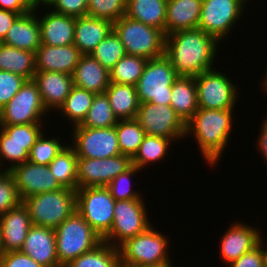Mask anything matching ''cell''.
Segmentation results:
<instances>
[{
	"label": "cell",
	"instance_id": "680465c9",
	"mask_svg": "<svg viewBox=\"0 0 267 267\" xmlns=\"http://www.w3.org/2000/svg\"><path fill=\"white\" fill-rule=\"evenodd\" d=\"M121 267H139V266H121ZM167 267H172V265H169Z\"/></svg>",
	"mask_w": 267,
	"mask_h": 267
},
{
	"label": "cell",
	"instance_id": "83f0119b",
	"mask_svg": "<svg viewBox=\"0 0 267 267\" xmlns=\"http://www.w3.org/2000/svg\"><path fill=\"white\" fill-rule=\"evenodd\" d=\"M104 93L118 120L135 119L140 106L135 85L110 82Z\"/></svg>",
	"mask_w": 267,
	"mask_h": 267
},
{
	"label": "cell",
	"instance_id": "816d5d0a",
	"mask_svg": "<svg viewBox=\"0 0 267 267\" xmlns=\"http://www.w3.org/2000/svg\"><path fill=\"white\" fill-rule=\"evenodd\" d=\"M260 135L258 137L257 149L261 152V155L264 157L263 159L267 162V118L262 122L260 126Z\"/></svg>",
	"mask_w": 267,
	"mask_h": 267
},
{
	"label": "cell",
	"instance_id": "681fc988",
	"mask_svg": "<svg viewBox=\"0 0 267 267\" xmlns=\"http://www.w3.org/2000/svg\"><path fill=\"white\" fill-rule=\"evenodd\" d=\"M0 9L25 15L33 8L27 3L26 0H0Z\"/></svg>",
	"mask_w": 267,
	"mask_h": 267
},
{
	"label": "cell",
	"instance_id": "8992f818",
	"mask_svg": "<svg viewBox=\"0 0 267 267\" xmlns=\"http://www.w3.org/2000/svg\"><path fill=\"white\" fill-rule=\"evenodd\" d=\"M22 202L29 210L33 225L56 229L76 211V191L63 187L31 195Z\"/></svg>",
	"mask_w": 267,
	"mask_h": 267
},
{
	"label": "cell",
	"instance_id": "4dcf8cb0",
	"mask_svg": "<svg viewBox=\"0 0 267 267\" xmlns=\"http://www.w3.org/2000/svg\"><path fill=\"white\" fill-rule=\"evenodd\" d=\"M77 155L71 145H67L49 163L48 168L62 187L77 190Z\"/></svg>",
	"mask_w": 267,
	"mask_h": 267
},
{
	"label": "cell",
	"instance_id": "9f6ffc18",
	"mask_svg": "<svg viewBox=\"0 0 267 267\" xmlns=\"http://www.w3.org/2000/svg\"><path fill=\"white\" fill-rule=\"evenodd\" d=\"M5 251L3 249L2 245V236H1V230H0V258L4 255Z\"/></svg>",
	"mask_w": 267,
	"mask_h": 267
},
{
	"label": "cell",
	"instance_id": "9a60e30c",
	"mask_svg": "<svg viewBox=\"0 0 267 267\" xmlns=\"http://www.w3.org/2000/svg\"><path fill=\"white\" fill-rule=\"evenodd\" d=\"M131 166L132 159L122 154L105 159L78 157V188L106 187L115 177Z\"/></svg>",
	"mask_w": 267,
	"mask_h": 267
},
{
	"label": "cell",
	"instance_id": "7c38bea8",
	"mask_svg": "<svg viewBox=\"0 0 267 267\" xmlns=\"http://www.w3.org/2000/svg\"><path fill=\"white\" fill-rule=\"evenodd\" d=\"M47 114L37 84L33 80H27L17 94L0 109L1 125L41 123Z\"/></svg>",
	"mask_w": 267,
	"mask_h": 267
},
{
	"label": "cell",
	"instance_id": "277c9868",
	"mask_svg": "<svg viewBox=\"0 0 267 267\" xmlns=\"http://www.w3.org/2000/svg\"><path fill=\"white\" fill-rule=\"evenodd\" d=\"M54 231L58 262L62 267L103 242V238L77 211L65 219Z\"/></svg>",
	"mask_w": 267,
	"mask_h": 267
},
{
	"label": "cell",
	"instance_id": "ba28073f",
	"mask_svg": "<svg viewBox=\"0 0 267 267\" xmlns=\"http://www.w3.org/2000/svg\"><path fill=\"white\" fill-rule=\"evenodd\" d=\"M115 199L107 187H86L76 190V211L104 238L111 230Z\"/></svg>",
	"mask_w": 267,
	"mask_h": 267
},
{
	"label": "cell",
	"instance_id": "bcb514c9",
	"mask_svg": "<svg viewBox=\"0 0 267 267\" xmlns=\"http://www.w3.org/2000/svg\"><path fill=\"white\" fill-rule=\"evenodd\" d=\"M240 258L231 262L229 267H267V252L263 240Z\"/></svg>",
	"mask_w": 267,
	"mask_h": 267
},
{
	"label": "cell",
	"instance_id": "d590c367",
	"mask_svg": "<svg viewBox=\"0 0 267 267\" xmlns=\"http://www.w3.org/2000/svg\"><path fill=\"white\" fill-rule=\"evenodd\" d=\"M148 59L126 54L110 70V81L118 84L136 85Z\"/></svg>",
	"mask_w": 267,
	"mask_h": 267
},
{
	"label": "cell",
	"instance_id": "cb8c5ba5",
	"mask_svg": "<svg viewBox=\"0 0 267 267\" xmlns=\"http://www.w3.org/2000/svg\"><path fill=\"white\" fill-rule=\"evenodd\" d=\"M74 86L102 94L110 84V71L90 54L81 55L72 74Z\"/></svg>",
	"mask_w": 267,
	"mask_h": 267
},
{
	"label": "cell",
	"instance_id": "4fadbf2b",
	"mask_svg": "<svg viewBox=\"0 0 267 267\" xmlns=\"http://www.w3.org/2000/svg\"><path fill=\"white\" fill-rule=\"evenodd\" d=\"M135 120L146 135L179 140L186 137V124L170 105L140 103Z\"/></svg>",
	"mask_w": 267,
	"mask_h": 267
},
{
	"label": "cell",
	"instance_id": "8d00e7d4",
	"mask_svg": "<svg viewBox=\"0 0 267 267\" xmlns=\"http://www.w3.org/2000/svg\"><path fill=\"white\" fill-rule=\"evenodd\" d=\"M105 93L95 94L86 118L80 124L85 128H109L118 123Z\"/></svg>",
	"mask_w": 267,
	"mask_h": 267
},
{
	"label": "cell",
	"instance_id": "44dd1931",
	"mask_svg": "<svg viewBox=\"0 0 267 267\" xmlns=\"http://www.w3.org/2000/svg\"><path fill=\"white\" fill-rule=\"evenodd\" d=\"M33 81L38 86L43 105L48 112L59 110L74 86L72 75L61 72H36Z\"/></svg>",
	"mask_w": 267,
	"mask_h": 267
},
{
	"label": "cell",
	"instance_id": "e575fe53",
	"mask_svg": "<svg viewBox=\"0 0 267 267\" xmlns=\"http://www.w3.org/2000/svg\"><path fill=\"white\" fill-rule=\"evenodd\" d=\"M115 129L120 153L132 159L146 135L144 129L135 119L119 120Z\"/></svg>",
	"mask_w": 267,
	"mask_h": 267
},
{
	"label": "cell",
	"instance_id": "3957f363",
	"mask_svg": "<svg viewBox=\"0 0 267 267\" xmlns=\"http://www.w3.org/2000/svg\"><path fill=\"white\" fill-rule=\"evenodd\" d=\"M166 235L151 225L147 230L127 239L118 249L121 266L167 267L172 265ZM169 254V255H168Z\"/></svg>",
	"mask_w": 267,
	"mask_h": 267
},
{
	"label": "cell",
	"instance_id": "5bb4252c",
	"mask_svg": "<svg viewBox=\"0 0 267 267\" xmlns=\"http://www.w3.org/2000/svg\"><path fill=\"white\" fill-rule=\"evenodd\" d=\"M72 144L77 157L105 159L120 155L115 126L109 128L73 127Z\"/></svg>",
	"mask_w": 267,
	"mask_h": 267
},
{
	"label": "cell",
	"instance_id": "7402d4cb",
	"mask_svg": "<svg viewBox=\"0 0 267 267\" xmlns=\"http://www.w3.org/2000/svg\"><path fill=\"white\" fill-rule=\"evenodd\" d=\"M3 44L21 50L36 52L41 45L37 9L20 15L7 31Z\"/></svg>",
	"mask_w": 267,
	"mask_h": 267
},
{
	"label": "cell",
	"instance_id": "6da1fadb",
	"mask_svg": "<svg viewBox=\"0 0 267 267\" xmlns=\"http://www.w3.org/2000/svg\"><path fill=\"white\" fill-rule=\"evenodd\" d=\"M220 42L199 28L166 35L165 56L178 77H197L213 69Z\"/></svg>",
	"mask_w": 267,
	"mask_h": 267
},
{
	"label": "cell",
	"instance_id": "52a82bcc",
	"mask_svg": "<svg viewBox=\"0 0 267 267\" xmlns=\"http://www.w3.org/2000/svg\"><path fill=\"white\" fill-rule=\"evenodd\" d=\"M177 78L174 67L165 55L149 59L135 85L139 102L170 105L172 85Z\"/></svg>",
	"mask_w": 267,
	"mask_h": 267
},
{
	"label": "cell",
	"instance_id": "74e56055",
	"mask_svg": "<svg viewBox=\"0 0 267 267\" xmlns=\"http://www.w3.org/2000/svg\"><path fill=\"white\" fill-rule=\"evenodd\" d=\"M90 55L110 71L126 52L119 36L112 29Z\"/></svg>",
	"mask_w": 267,
	"mask_h": 267
},
{
	"label": "cell",
	"instance_id": "5b68a950",
	"mask_svg": "<svg viewBox=\"0 0 267 267\" xmlns=\"http://www.w3.org/2000/svg\"><path fill=\"white\" fill-rule=\"evenodd\" d=\"M113 30L126 54L153 59L165 54V33L124 15L113 23Z\"/></svg>",
	"mask_w": 267,
	"mask_h": 267
},
{
	"label": "cell",
	"instance_id": "836d02e7",
	"mask_svg": "<svg viewBox=\"0 0 267 267\" xmlns=\"http://www.w3.org/2000/svg\"><path fill=\"white\" fill-rule=\"evenodd\" d=\"M95 94L86 89L73 86L64 104L59 108L62 117H66L72 126L79 125L86 118Z\"/></svg>",
	"mask_w": 267,
	"mask_h": 267
},
{
	"label": "cell",
	"instance_id": "4316f807",
	"mask_svg": "<svg viewBox=\"0 0 267 267\" xmlns=\"http://www.w3.org/2000/svg\"><path fill=\"white\" fill-rule=\"evenodd\" d=\"M170 106L186 124L199 109L195 77H178L172 85Z\"/></svg>",
	"mask_w": 267,
	"mask_h": 267
},
{
	"label": "cell",
	"instance_id": "f546056e",
	"mask_svg": "<svg viewBox=\"0 0 267 267\" xmlns=\"http://www.w3.org/2000/svg\"><path fill=\"white\" fill-rule=\"evenodd\" d=\"M0 70L21 75L27 80H33L36 73L35 52L0 43Z\"/></svg>",
	"mask_w": 267,
	"mask_h": 267
},
{
	"label": "cell",
	"instance_id": "f5cc1de1",
	"mask_svg": "<svg viewBox=\"0 0 267 267\" xmlns=\"http://www.w3.org/2000/svg\"><path fill=\"white\" fill-rule=\"evenodd\" d=\"M27 3L33 8V9H38L40 8V0H26Z\"/></svg>",
	"mask_w": 267,
	"mask_h": 267
},
{
	"label": "cell",
	"instance_id": "7a4b0ae2",
	"mask_svg": "<svg viewBox=\"0 0 267 267\" xmlns=\"http://www.w3.org/2000/svg\"><path fill=\"white\" fill-rule=\"evenodd\" d=\"M235 109H198L186 123V136L192 135L197 140L203 160L209 166H215L229 144L233 130V112Z\"/></svg>",
	"mask_w": 267,
	"mask_h": 267
},
{
	"label": "cell",
	"instance_id": "f6af8a7d",
	"mask_svg": "<svg viewBox=\"0 0 267 267\" xmlns=\"http://www.w3.org/2000/svg\"><path fill=\"white\" fill-rule=\"evenodd\" d=\"M27 81L21 75L0 70V109H2Z\"/></svg>",
	"mask_w": 267,
	"mask_h": 267
},
{
	"label": "cell",
	"instance_id": "ac0fdd59",
	"mask_svg": "<svg viewBox=\"0 0 267 267\" xmlns=\"http://www.w3.org/2000/svg\"><path fill=\"white\" fill-rule=\"evenodd\" d=\"M74 45L48 46L41 44L35 52L36 72H61L72 75L81 57Z\"/></svg>",
	"mask_w": 267,
	"mask_h": 267
},
{
	"label": "cell",
	"instance_id": "11a10c76",
	"mask_svg": "<svg viewBox=\"0 0 267 267\" xmlns=\"http://www.w3.org/2000/svg\"><path fill=\"white\" fill-rule=\"evenodd\" d=\"M266 72V74H265V76H264V78L262 79V81H263V83H262V87H263V91H266V93H267V71H265Z\"/></svg>",
	"mask_w": 267,
	"mask_h": 267
},
{
	"label": "cell",
	"instance_id": "f907efd6",
	"mask_svg": "<svg viewBox=\"0 0 267 267\" xmlns=\"http://www.w3.org/2000/svg\"><path fill=\"white\" fill-rule=\"evenodd\" d=\"M20 16V14L0 9V42L5 39L7 31L10 29L14 21Z\"/></svg>",
	"mask_w": 267,
	"mask_h": 267
},
{
	"label": "cell",
	"instance_id": "db71d44e",
	"mask_svg": "<svg viewBox=\"0 0 267 267\" xmlns=\"http://www.w3.org/2000/svg\"><path fill=\"white\" fill-rule=\"evenodd\" d=\"M56 0H40V5L41 6H46V7H51L53 4H54V2H55Z\"/></svg>",
	"mask_w": 267,
	"mask_h": 267
},
{
	"label": "cell",
	"instance_id": "c3c4849f",
	"mask_svg": "<svg viewBox=\"0 0 267 267\" xmlns=\"http://www.w3.org/2000/svg\"><path fill=\"white\" fill-rule=\"evenodd\" d=\"M0 267H43L20 250L8 251L0 258Z\"/></svg>",
	"mask_w": 267,
	"mask_h": 267
},
{
	"label": "cell",
	"instance_id": "8fae6325",
	"mask_svg": "<svg viewBox=\"0 0 267 267\" xmlns=\"http://www.w3.org/2000/svg\"><path fill=\"white\" fill-rule=\"evenodd\" d=\"M244 8L243 0H202L198 28L222 43L244 14Z\"/></svg>",
	"mask_w": 267,
	"mask_h": 267
},
{
	"label": "cell",
	"instance_id": "ee69618b",
	"mask_svg": "<svg viewBox=\"0 0 267 267\" xmlns=\"http://www.w3.org/2000/svg\"><path fill=\"white\" fill-rule=\"evenodd\" d=\"M22 202L13 176L9 171L0 175V216Z\"/></svg>",
	"mask_w": 267,
	"mask_h": 267
},
{
	"label": "cell",
	"instance_id": "b9f144b4",
	"mask_svg": "<svg viewBox=\"0 0 267 267\" xmlns=\"http://www.w3.org/2000/svg\"><path fill=\"white\" fill-rule=\"evenodd\" d=\"M138 171L141 172L140 169L132 165L128 170L120 173L106 186L115 201L143 198L142 195L139 194V191L135 192L131 188V178H133L132 176L138 173Z\"/></svg>",
	"mask_w": 267,
	"mask_h": 267
},
{
	"label": "cell",
	"instance_id": "603a6c76",
	"mask_svg": "<svg viewBox=\"0 0 267 267\" xmlns=\"http://www.w3.org/2000/svg\"><path fill=\"white\" fill-rule=\"evenodd\" d=\"M41 44L66 46L74 43L76 17L53 12L38 16Z\"/></svg>",
	"mask_w": 267,
	"mask_h": 267
},
{
	"label": "cell",
	"instance_id": "d4e9b609",
	"mask_svg": "<svg viewBox=\"0 0 267 267\" xmlns=\"http://www.w3.org/2000/svg\"><path fill=\"white\" fill-rule=\"evenodd\" d=\"M112 29L113 23L109 20L89 15L77 17L73 44L82 55L91 54Z\"/></svg>",
	"mask_w": 267,
	"mask_h": 267
},
{
	"label": "cell",
	"instance_id": "f35d334b",
	"mask_svg": "<svg viewBox=\"0 0 267 267\" xmlns=\"http://www.w3.org/2000/svg\"><path fill=\"white\" fill-rule=\"evenodd\" d=\"M34 144L7 142V133L0 127V165L3 167L4 163L2 162L7 160V164L10 163V165L6 167L5 171H9L13 167L27 162L29 152Z\"/></svg>",
	"mask_w": 267,
	"mask_h": 267
},
{
	"label": "cell",
	"instance_id": "484cf974",
	"mask_svg": "<svg viewBox=\"0 0 267 267\" xmlns=\"http://www.w3.org/2000/svg\"><path fill=\"white\" fill-rule=\"evenodd\" d=\"M202 0H167L165 35L198 28Z\"/></svg>",
	"mask_w": 267,
	"mask_h": 267
},
{
	"label": "cell",
	"instance_id": "2e32d148",
	"mask_svg": "<svg viewBox=\"0 0 267 267\" xmlns=\"http://www.w3.org/2000/svg\"><path fill=\"white\" fill-rule=\"evenodd\" d=\"M14 178L21 200L43 192H53L63 188L56 180L48 165L34 164L29 161L9 170Z\"/></svg>",
	"mask_w": 267,
	"mask_h": 267
},
{
	"label": "cell",
	"instance_id": "d6986e66",
	"mask_svg": "<svg viewBox=\"0 0 267 267\" xmlns=\"http://www.w3.org/2000/svg\"><path fill=\"white\" fill-rule=\"evenodd\" d=\"M20 251L43 267H62L58 262L53 228L33 225L28 231Z\"/></svg>",
	"mask_w": 267,
	"mask_h": 267
},
{
	"label": "cell",
	"instance_id": "e0dca14e",
	"mask_svg": "<svg viewBox=\"0 0 267 267\" xmlns=\"http://www.w3.org/2000/svg\"><path fill=\"white\" fill-rule=\"evenodd\" d=\"M220 239L219 254L223 263L229 265L257 246L262 239L258 228L244 222H235Z\"/></svg>",
	"mask_w": 267,
	"mask_h": 267
},
{
	"label": "cell",
	"instance_id": "ab89813d",
	"mask_svg": "<svg viewBox=\"0 0 267 267\" xmlns=\"http://www.w3.org/2000/svg\"><path fill=\"white\" fill-rule=\"evenodd\" d=\"M44 132L31 147L28 161L34 164L49 165V163L56 157V155L63 150L67 144L61 143L57 138L50 139Z\"/></svg>",
	"mask_w": 267,
	"mask_h": 267
},
{
	"label": "cell",
	"instance_id": "ffe728a7",
	"mask_svg": "<svg viewBox=\"0 0 267 267\" xmlns=\"http://www.w3.org/2000/svg\"><path fill=\"white\" fill-rule=\"evenodd\" d=\"M32 226L29 210L23 202L1 215L0 230L4 251L20 250Z\"/></svg>",
	"mask_w": 267,
	"mask_h": 267
},
{
	"label": "cell",
	"instance_id": "60d3db41",
	"mask_svg": "<svg viewBox=\"0 0 267 267\" xmlns=\"http://www.w3.org/2000/svg\"><path fill=\"white\" fill-rule=\"evenodd\" d=\"M127 11V0H88L87 15L114 23Z\"/></svg>",
	"mask_w": 267,
	"mask_h": 267
},
{
	"label": "cell",
	"instance_id": "7bdbcfd3",
	"mask_svg": "<svg viewBox=\"0 0 267 267\" xmlns=\"http://www.w3.org/2000/svg\"><path fill=\"white\" fill-rule=\"evenodd\" d=\"M43 123L1 125L7 133V142L35 143L43 133Z\"/></svg>",
	"mask_w": 267,
	"mask_h": 267
},
{
	"label": "cell",
	"instance_id": "7dc6e473",
	"mask_svg": "<svg viewBox=\"0 0 267 267\" xmlns=\"http://www.w3.org/2000/svg\"><path fill=\"white\" fill-rule=\"evenodd\" d=\"M49 9L59 14L77 18L87 15L88 0H56L54 4L48 8V11Z\"/></svg>",
	"mask_w": 267,
	"mask_h": 267
},
{
	"label": "cell",
	"instance_id": "30bf717a",
	"mask_svg": "<svg viewBox=\"0 0 267 267\" xmlns=\"http://www.w3.org/2000/svg\"><path fill=\"white\" fill-rule=\"evenodd\" d=\"M215 68L195 77L198 107L199 109H235L238 89L228 76Z\"/></svg>",
	"mask_w": 267,
	"mask_h": 267
},
{
	"label": "cell",
	"instance_id": "9c48e42d",
	"mask_svg": "<svg viewBox=\"0 0 267 267\" xmlns=\"http://www.w3.org/2000/svg\"><path fill=\"white\" fill-rule=\"evenodd\" d=\"M143 199L115 201L113 224L103 242L118 248L152 225Z\"/></svg>",
	"mask_w": 267,
	"mask_h": 267
},
{
	"label": "cell",
	"instance_id": "f1b7e54d",
	"mask_svg": "<svg viewBox=\"0 0 267 267\" xmlns=\"http://www.w3.org/2000/svg\"><path fill=\"white\" fill-rule=\"evenodd\" d=\"M167 0H127L126 16L165 33Z\"/></svg>",
	"mask_w": 267,
	"mask_h": 267
},
{
	"label": "cell",
	"instance_id": "6f0895ef",
	"mask_svg": "<svg viewBox=\"0 0 267 267\" xmlns=\"http://www.w3.org/2000/svg\"><path fill=\"white\" fill-rule=\"evenodd\" d=\"M5 172V168L2 169V166L0 165V175Z\"/></svg>",
	"mask_w": 267,
	"mask_h": 267
},
{
	"label": "cell",
	"instance_id": "1f68e13d",
	"mask_svg": "<svg viewBox=\"0 0 267 267\" xmlns=\"http://www.w3.org/2000/svg\"><path fill=\"white\" fill-rule=\"evenodd\" d=\"M176 140L178 139L145 135L138 151L132 158V165L140 170L143 168L145 170V168H148L153 162H161V159H165L167 152H169L168 149L172 141Z\"/></svg>",
	"mask_w": 267,
	"mask_h": 267
},
{
	"label": "cell",
	"instance_id": "d6a6232c",
	"mask_svg": "<svg viewBox=\"0 0 267 267\" xmlns=\"http://www.w3.org/2000/svg\"><path fill=\"white\" fill-rule=\"evenodd\" d=\"M65 267H121L119 249L102 242L95 249L73 259Z\"/></svg>",
	"mask_w": 267,
	"mask_h": 267
}]
</instances>
